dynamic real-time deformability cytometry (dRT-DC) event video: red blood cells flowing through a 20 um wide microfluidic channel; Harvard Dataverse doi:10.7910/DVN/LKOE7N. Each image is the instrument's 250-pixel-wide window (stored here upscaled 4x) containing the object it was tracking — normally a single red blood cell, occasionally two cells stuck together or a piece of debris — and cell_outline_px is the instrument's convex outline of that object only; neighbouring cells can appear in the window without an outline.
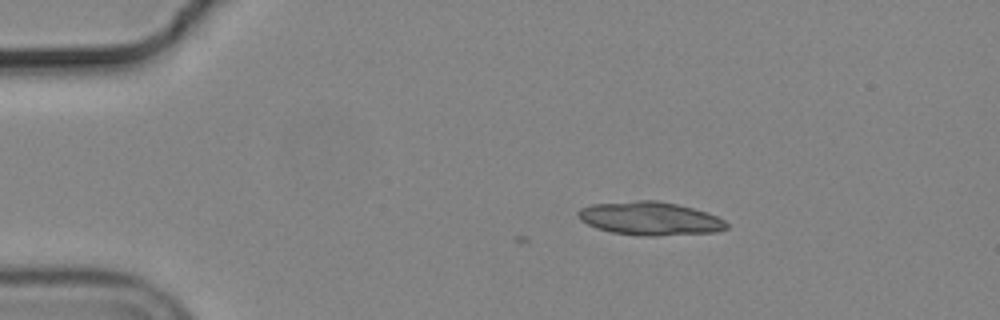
{"species": "common noctule bat (a hibernating species)", "species_latin": "Nyctalus noctula", "temperature_condition": "cold", "stored_images_in_passage": 5, "camera_frame_rate_fps": 3000, "um_per_image_px": 0.085, "animal": {"sex": "male", "body_mass_g": 19.2, "forearm_length_mm": 51.8}, "frame": {"image": 1, "passage_image": 1, "time_ms": 0.0, "image_size_px": [1000, 320], "cell_outline_px": [[728, 228], [716, 232], [656, 236], [636, 236], [612, 232], [596, 228], [580, 220], [576, 216], [576, 212], [580, 208], [592, 204], [636, 200], [656, 200], [676, 204], [692, 208], [716, 216], [724, 220], [728, 224]], "centroid_in_image_um": [55.21, 18.58], "position_along_channel_um": 29.8, "area_um2": 29.02}}